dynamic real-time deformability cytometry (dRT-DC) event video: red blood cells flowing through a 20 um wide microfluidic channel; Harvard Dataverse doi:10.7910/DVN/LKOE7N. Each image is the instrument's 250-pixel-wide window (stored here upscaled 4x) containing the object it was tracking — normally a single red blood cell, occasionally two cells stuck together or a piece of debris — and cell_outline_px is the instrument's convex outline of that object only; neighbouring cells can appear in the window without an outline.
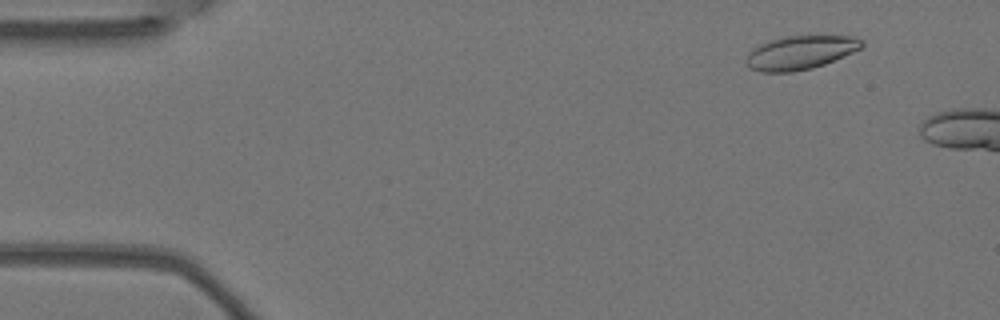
{"species": "Egyptian fruit bat (a non-hibernating species)", "species_latin": "Rousettus aegyptiacus", "temperature_condition": "warm", "stored_images_in_passage": 4, "camera_frame_rate_fps": 3000, "um_per_image_px": 0.085, "animal": {"sex": "female"}, "frame": {"image": 1, "passage_image": 2, "time_ms": 0.333, "image_size_px": [1000, 320], "cell_outline_px": [[864, 44], [860, 48], [852, 52], [824, 64], [812, 68], [792, 72], [760, 72], [748, 68], [744, 60], [748, 52], [752, 48], [768, 40], [784, 36], [856, 36], [864, 40]], "centroid_in_image_um": [67.97, 4.46], "position_along_channel_um": 17.0, "area_um2": 22.89}}